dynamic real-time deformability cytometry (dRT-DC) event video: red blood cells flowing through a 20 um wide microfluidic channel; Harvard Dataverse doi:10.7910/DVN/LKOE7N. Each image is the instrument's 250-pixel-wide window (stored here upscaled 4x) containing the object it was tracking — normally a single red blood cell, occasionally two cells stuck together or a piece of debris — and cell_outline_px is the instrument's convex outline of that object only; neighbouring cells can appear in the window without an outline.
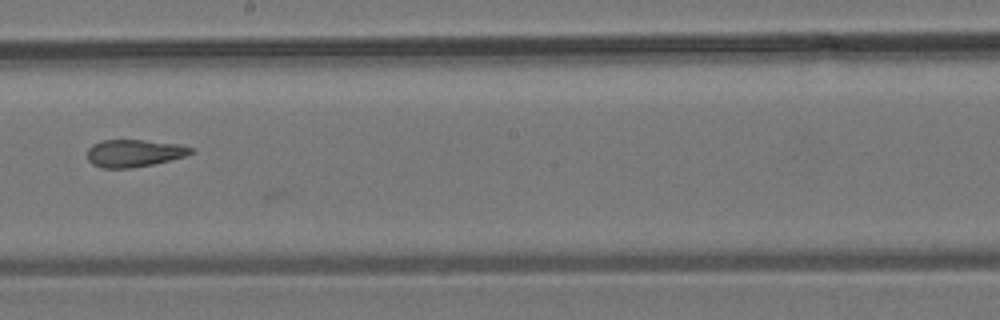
{"species": "common noctule bat (a hibernating species)", "species_latin": "Nyctalus noctula", "temperature_condition": "room temperature", "stored_images_in_passage": 21, "camera_frame_rate_fps": 3000, "um_per_image_px": 0.085, "animal": {"sex": "male", "body_mass_g": 19.2, "forearm_length_mm": 51.8}, "frame": {"image": 1, "passage_image": 18, "time_ms": 5.667, "image_size_px": [1000, 320], "cell_outline_px": [[196, 152], [184, 156], [152, 164], [128, 168], [100, 168], [92, 164], [88, 160], [88, 148], [92, 144], [100, 140], [144, 140], [180, 144], [192, 148]], "centroid_in_image_um": [11.38, 13.01], "position_along_channel_um": 236.8, "area_um2": 16.53}}
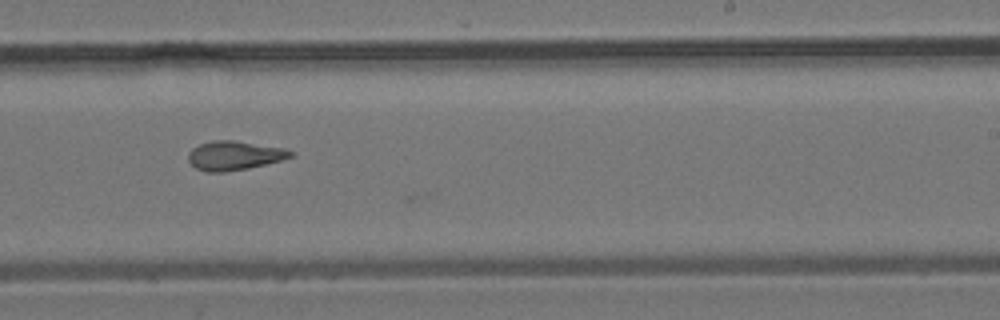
{"frame": {"image": 2, "passage_image": 20, "time_ms": 6.333, "image_size_px": [1000, 320], "cell_outline_px": [[296, 152], [292, 156], [280, 160], [248, 168], [224, 172], [208, 172], [196, 168], [188, 160], [188, 152], [192, 148], [200, 144], [212, 140], [232, 140], [284, 148]], "centroid_in_image_um": [19.9, 13.21], "position_along_channel_um": 269.1, "area_um2": 17.22}}